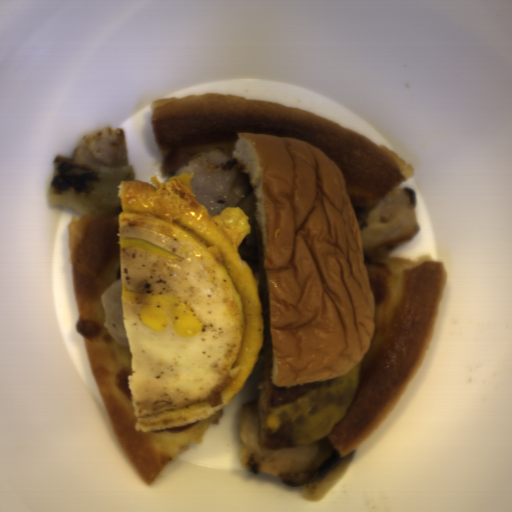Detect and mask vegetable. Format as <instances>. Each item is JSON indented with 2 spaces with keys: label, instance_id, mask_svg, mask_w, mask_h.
<instances>
[{
  "label": "vegetable",
  "instance_id": "add77e79",
  "mask_svg": "<svg viewBox=\"0 0 512 512\" xmlns=\"http://www.w3.org/2000/svg\"><path fill=\"white\" fill-rule=\"evenodd\" d=\"M136 179L131 166L119 172H101L58 153L52 164L49 203L87 219H108L122 207L120 182Z\"/></svg>",
  "mask_w": 512,
  "mask_h": 512
},
{
  "label": "vegetable",
  "instance_id": "ea0f7189",
  "mask_svg": "<svg viewBox=\"0 0 512 512\" xmlns=\"http://www.w3.org/2000/svg\"><path fill=\"white\" fill-rule=\"evenodd\" d=\"M354 456L352 452L341 456L340 453L330 450L312 478L299 485L302 498L312 503L325 497L345 476Z\"/></svg>",
  "mask_w": 512,
  "mask_h": 512
}]
</instances>
